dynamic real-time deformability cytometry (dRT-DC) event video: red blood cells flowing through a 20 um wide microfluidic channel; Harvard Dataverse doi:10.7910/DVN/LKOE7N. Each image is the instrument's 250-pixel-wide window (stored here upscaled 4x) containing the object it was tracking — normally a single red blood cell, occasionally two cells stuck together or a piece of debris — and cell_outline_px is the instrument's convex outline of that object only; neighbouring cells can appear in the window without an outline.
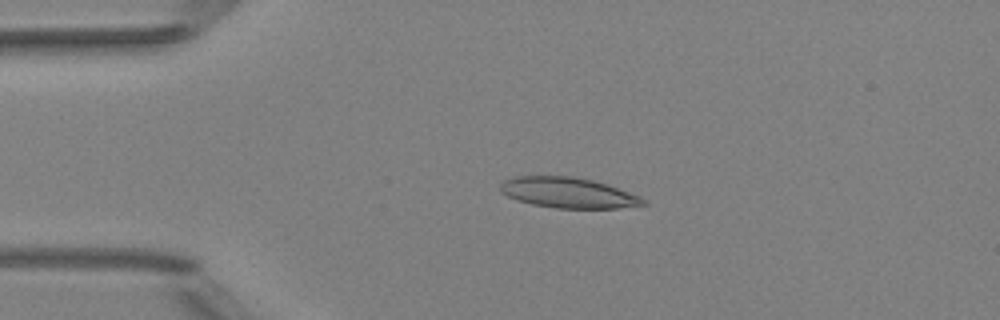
{"species": "Egyptian fruit bat (a non-hibernating species)", "species_latin": "Rousettus aegyptiacus", "temperature_condition": "room temperature", "stored_images_in_passage": 5, "camera_frame_rate_fps": 3000, "um_per_image_px": 0.085, "animal": {"sex": "female"}, "frame": {"image": 1, "passage_image": 4, "time_ms": 1.0, "image_size_px": [1000, 320], "cell_outline_px": [[648, 204], [616, 208], [556, 208], [532, 204], [508, 196], [500, 192], [500, 184], [504, 180], [512, 176], [572, 176], [592, 180], [640, 196]], "centroid_in_image_um": [48.25, 16.37], "position_along_channel_um": 36.8, "area_um2": 25.09}}